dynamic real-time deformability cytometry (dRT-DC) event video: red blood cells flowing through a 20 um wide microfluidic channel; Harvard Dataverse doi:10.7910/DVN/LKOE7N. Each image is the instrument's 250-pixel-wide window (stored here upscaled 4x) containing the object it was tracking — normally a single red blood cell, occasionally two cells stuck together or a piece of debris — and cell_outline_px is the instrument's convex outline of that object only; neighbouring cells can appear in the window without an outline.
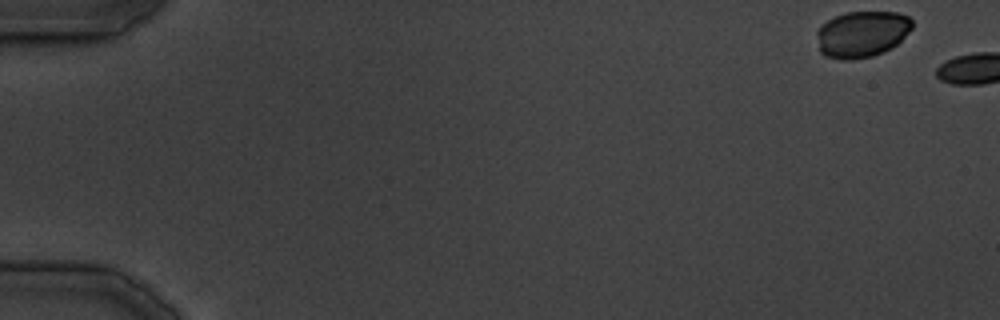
{"species": "common noctule bat (a hibernating species)", "species_latin": "Nyctalus noctula", "temperature_condition": "cold", "stored_images_in_passage": 3, "camera_frame_rate_fps": 3000, "um_per_image_px": 0.085, "animal": {"sex": "male", "body_mass_g": 19.5, "forearm_length_mm": 54.6}, "frame": {"image": 1, "passage_image": 1, "time_ms": 0.0, "image_size_px": [1000, 320], "cell_outline_px": [[912, 28], [896, 44], [884, 52], [872, 56], [852, 60], [840, 60], [824, 56], [820, 52], [816, 32], [828, 20], [844, 12], [896, 12], [908, 16], [912, 20]], "centroid_in_image_um": [73.25, 2.91], "position_along_channel_um": 11.8, "area_um2": 25.72}}